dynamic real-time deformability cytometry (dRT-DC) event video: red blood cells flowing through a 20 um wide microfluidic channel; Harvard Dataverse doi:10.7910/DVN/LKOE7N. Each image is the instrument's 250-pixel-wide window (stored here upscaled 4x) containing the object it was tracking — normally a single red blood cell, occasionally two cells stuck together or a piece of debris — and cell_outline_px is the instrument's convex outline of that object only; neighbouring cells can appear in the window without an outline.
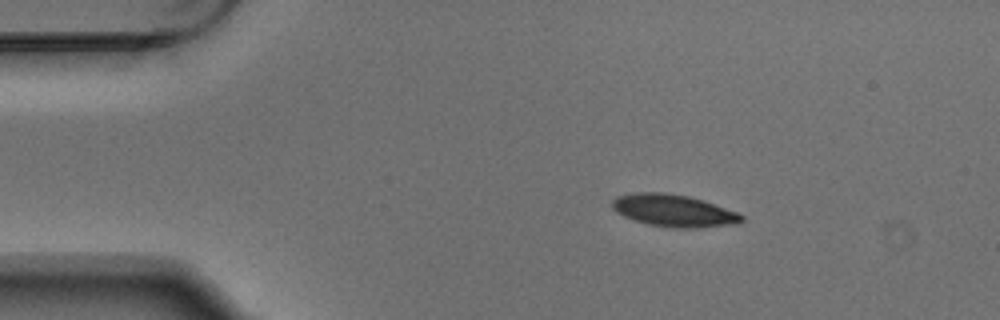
{"species": "Egyptian fruit bat (a non-hibernating species)", "species_latin": "Rousettus aegyptiacus", "temperature_condition": "warm", "stored_images_in_passage": 3, "camera_frame_rate_fps": 3000, "um_per_image_px": 0.085, "animal": {"sex": "male"}, "frame": {"image": 1, "passage_image": 1, "time_ms": 0.0, "image_size_px": [1000, 320], "cell_outline_px": [[744, 220], [736, 224], [700, 228], [668, 228], [648, 224], [624, 216], [616, 212], [612, 208], [612, 200], [616, 196], [636, 192], [664, 192], [688, 196], [704, 200], [740, 212], [744, 216]], "centroid_in_image_um": [57.3, 17.9], "position_along_channel_um": 27.7, "area_um2": 24.68}}
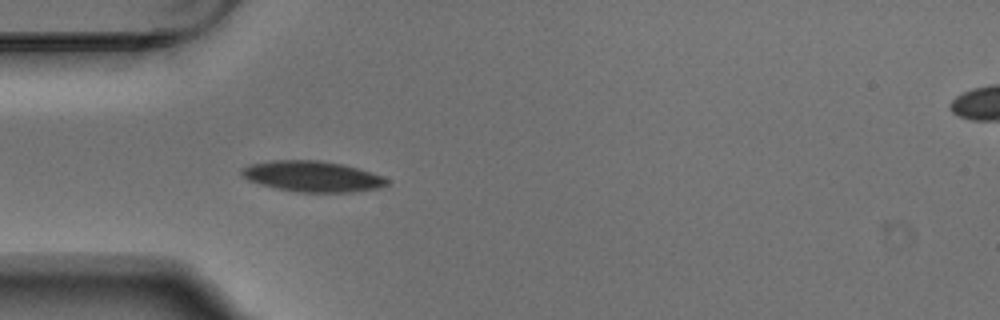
{"frame": {"image": 2, "passage_image": 3, "time_ms": 0.667, "image_size_px": [1000, 320], "cell_outline_px": [[388, 184], [380, 188], [352, 192], [296, 192], [276, 188], [260, 184], [248, 180], [240, 172], [240, 168], [248, 164], [272, 160], [320, 160], [344, 164], [372, 172], [384, 176], [388, 180]], "centroid_in_image_um": [26.55, 14.98], "position_along_channel_um": 58.4, "area_um2": 26.3}}